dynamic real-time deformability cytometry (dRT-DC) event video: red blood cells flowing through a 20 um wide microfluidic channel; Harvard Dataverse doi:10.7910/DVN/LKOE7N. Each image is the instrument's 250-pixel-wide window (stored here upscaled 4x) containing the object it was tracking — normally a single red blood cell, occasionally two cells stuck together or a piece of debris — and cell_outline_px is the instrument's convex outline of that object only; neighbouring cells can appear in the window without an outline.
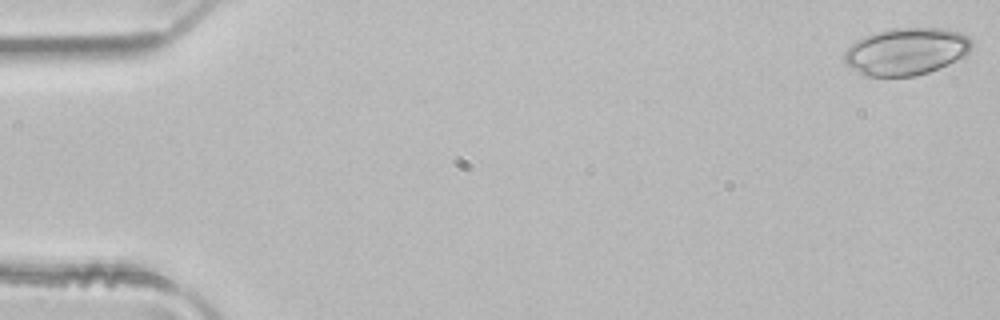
{"species": "common noctule bat (a hibernating species)", "species_latin": "Nyctalus noctula", "temperature_condition": "room temperature", "stored_images_in_passage": 3, "camera_frame_rate_fps": 3000, "um_per_image_px": 0.085, "animal": {"sex": "male", "body_mass_g": 21.5, "forearm_length_mm": 52.0}, "frame": {"image": 1, "passage_image": 1, "time_ms": 0.0, "image_size_px": [1000, 320], "cell_outline_px": [[972, 48], [968, 56], [928, 72], [916, 76], [864, 76], [848, 64], [844, 60], [844, 52], [856, 40], [872, 32], [888, 28], [944, 28], [960, 32], [968, 36], [972, 40]], "centroid_in_image_um": [77.07, 4.35], "position_along_channel_um": 7.9, "area_um2": 35.37}}